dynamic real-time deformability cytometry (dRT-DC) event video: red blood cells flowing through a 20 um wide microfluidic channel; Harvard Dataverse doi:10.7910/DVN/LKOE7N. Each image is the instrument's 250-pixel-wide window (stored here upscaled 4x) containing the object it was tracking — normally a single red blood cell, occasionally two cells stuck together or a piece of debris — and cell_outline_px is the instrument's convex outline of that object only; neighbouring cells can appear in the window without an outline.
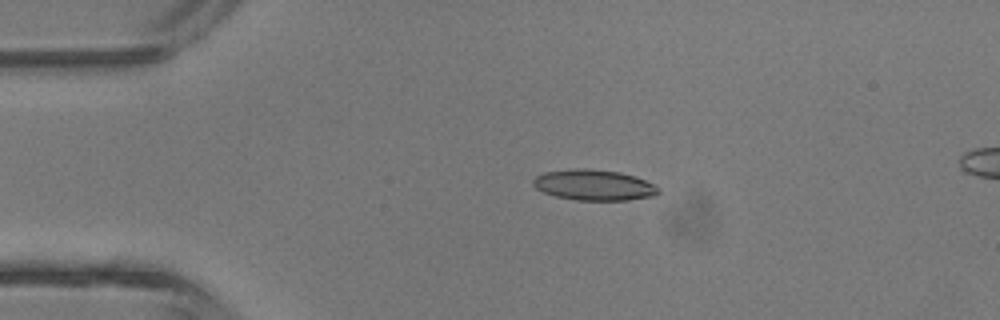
{"species": "common noctule bat (a hibernating species)", "species_latin": "Nyctalus noctula", "temperature_condition": "room temperature", "stored_images_in_passage": 3, "camera_frame_rate_fps": 3000, "um_per_image_px": 0.085, "animal": {"sex": "male", "body_mass_g": 13.3}, "frame": {"image": 1, "passage_image": 1, "time_ms": 0.0, "image_size_px": [1000, 320], "cell_outline_px": [[660, 192], [656, 196], [628, 200], [576, 200], [556, 196], [544, 192], [536, 188], [532, 184], [532, 180], [536, 176], [544, 172], [568, 168], [588, 168], [620, 172], [656, 184], [660, 188]], "centroid_in_image_um": [50.49, 15.72], "position_along_channel_um": 34.5, "area_um2": 22.66}}